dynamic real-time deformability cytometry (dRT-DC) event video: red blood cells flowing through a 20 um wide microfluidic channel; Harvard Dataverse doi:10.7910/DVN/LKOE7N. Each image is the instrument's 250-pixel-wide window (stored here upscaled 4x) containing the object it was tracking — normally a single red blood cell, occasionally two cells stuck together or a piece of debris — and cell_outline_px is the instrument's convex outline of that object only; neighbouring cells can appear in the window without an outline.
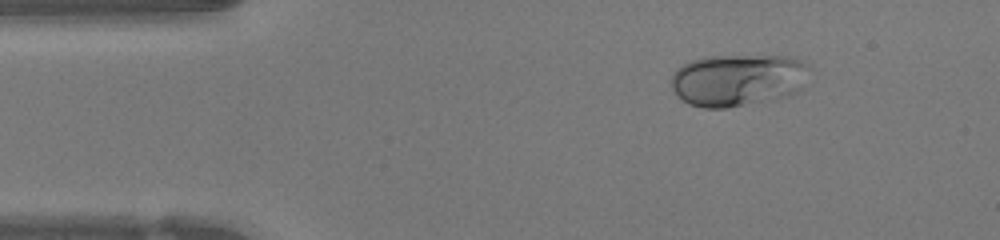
{"species": "human", "species_latin": "Homo sapiens", "temperature_condition": "warm", "stored_images_in_passage": 41, "camera_frame_rate_fps": 3000, "um_per_image_px": 0.085, "donor": {"sex": "female"}, "frame": {"image": 1, "passage_image": 1, "time_ms": 0.0, "image_size_px": [1000, 240], "cell_outline_px": [[808, 64], [804, 88], [800, 92], [772, 100], [728, 108], [704, 108], [688, 104], [676, 96], [672, 88], [672, 76], [676, 68], [692, 60], [704, 56], [788, 56], [800, 60]], "centroid_in_image_um": [62.72, 6.81], "position_along_channel_um": 22.3, "area_um2": 42.48}}
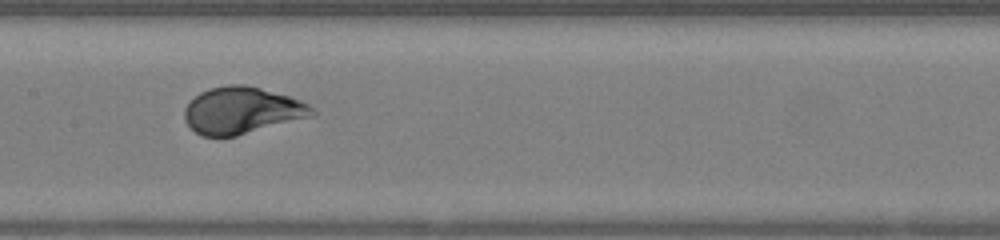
{"frame": {"image": 2, "passage_image": 17, "time_ms": 5.333, "image_size_px": [1000, 240], "cell_outline_px": [[316, 112], [312, 116], [236, 136], [204, 136], [196, 132], [184, 120], [184, 108], [200, 92], [208, 88], [228, 84], [244, 84], [260, 88], [288, 96], [300, 100], [308, 104]], "centroid_in_image_um": [20.54, 9.38], "position_along_channel_um": 186.9, "area_um2": 34.51}}
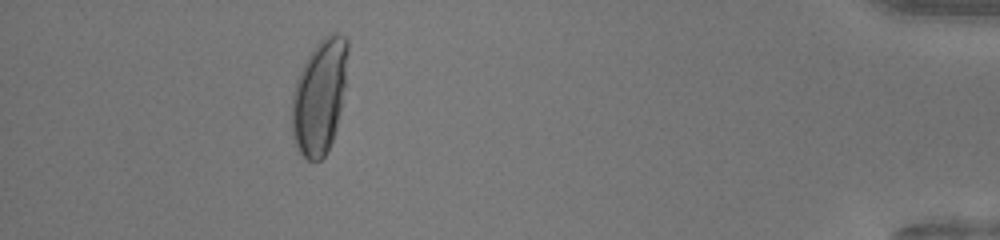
{"frame": {"image": 3, "passage_image": 37, "time_ms": 12.0, "image_size_px": [1000, 240], "cell_outline_px": [[348, 52], [344, 88], [336, 128], [332, 140], [324, 156], [320, 160], [308, 160], [300, 152], [292, 136], [292, 96], [296, 80], [308, 56], [316, 44], [328, 32], [336, 32], [344, 36], [348, 40]], "centroid_in_image_um": [27.16, 8.16], "position_along_channel_um": 408.0, "area_um2": 36.93}, "authors_computed_cell_mechanics": {"area_um2": 34.68, "velocity_mm_per_s": 4.2627, "shape_relaxation_time_tau1_ms": 3.2012, "shape_relaxation_time_tau2_ms": null, "deformation_change_tau1": 0.1979, "deformation_change_tau2": null}}